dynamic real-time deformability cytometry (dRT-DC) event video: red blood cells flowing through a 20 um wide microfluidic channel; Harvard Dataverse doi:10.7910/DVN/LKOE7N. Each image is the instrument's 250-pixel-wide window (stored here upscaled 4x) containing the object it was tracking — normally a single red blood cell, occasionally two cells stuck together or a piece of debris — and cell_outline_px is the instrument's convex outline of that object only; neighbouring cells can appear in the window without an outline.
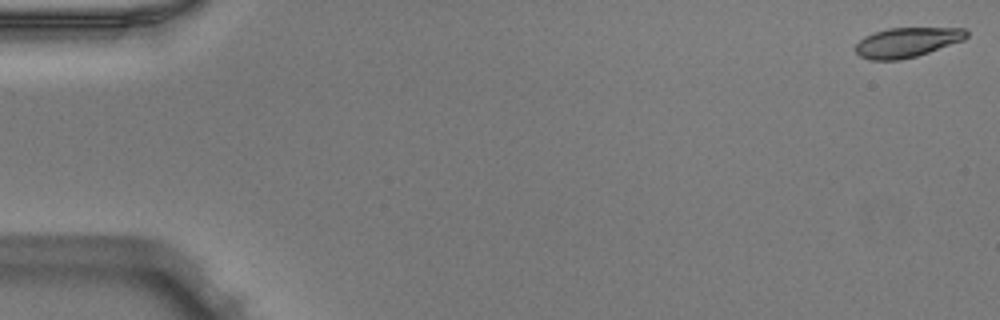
{"species": "Egyptian fruit bat (a non-hibernating species)", "species_latin": "Rousettus aegyptiacus", "temperature_condition": "warm", "stored_images_in_passage": 51, "camera_frame_rate_fps": 3000, "um_per_image_px": 0.085, "animal": {"sex": "male"}, "frame": {"image": 1, "passage_image": 1, "time_ms": 0.0, "image_size_px": [1000, 320], "cell_outline_px": [[968, 36], [964, 40], [916, 56], [900, 60], [868, 60], [860, 56], [856, 52], [856, 44], [864, 36], [888, 28], [964, 28], [968, 32]], "centroid_in_image_um": [77.09, 3.6], "position_along_channel_um": 7.9, "area_um2": 19.13}}
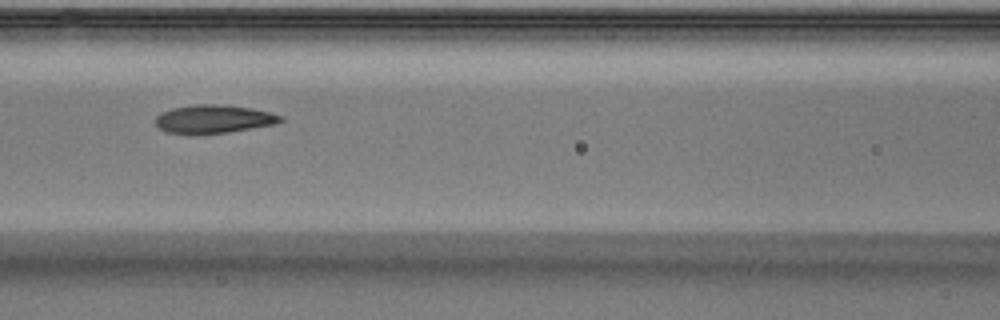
{"frame": {"image": 2, "passage_image": 23, "time_ms": 7.333, "image_size_px": [1000, 320], "cell_outline_px": [[284, 120], [276, 124], [228, 132], [192, 136], [168, 132], [160, 128], [156, 124], [156, 116], [160, 112], [172, 108], [196, 104], [228, 104], [252, 108], [268, 112], [280, 116]], "centroid_in_image_um": [18.12, 10.13], "position_along_channel_um": 148.5, "area_um2": 21.04}}
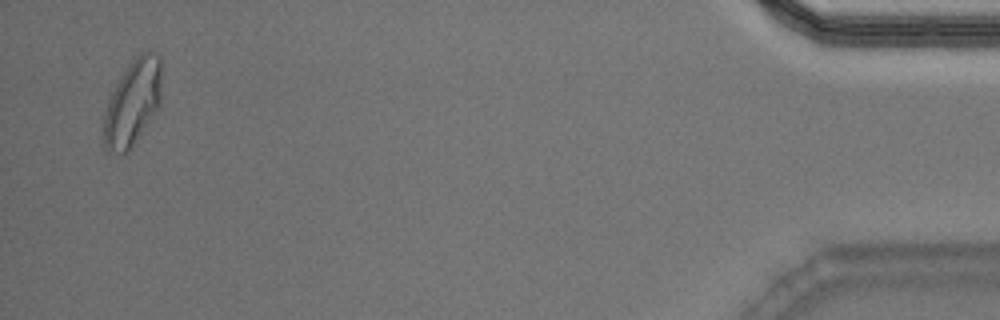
{"frame": {"image": 3, "passage_image": 50, "time_ms": 16.333, "image_size_px": [1000, 320], "cell_outline_px": [[160, 104], [156, 112], [132, 144], [124, 152], [108, 152], [104, 148], [104, 116], [108, 100], [120, 76], [128, 64], [140, 52], [148, 48], [156, 52], [160, 56]], "centroid_in_image_um": [11.28, 8.64], "position_along_channel_um": 423.9, "area_um2": 28.61}, "authors_computed_cell_mechanics": {"area_um2": 20.7502, "velocity_mm_per_s": 3.9573, "shape_relaxation_time_tau1_ms": 3.5647, "shape_relaxation_time_tau2_ms": 1.8017, "deformation_change_tau1": 0.1703, "deformation_change_tau2": 0.0828}}